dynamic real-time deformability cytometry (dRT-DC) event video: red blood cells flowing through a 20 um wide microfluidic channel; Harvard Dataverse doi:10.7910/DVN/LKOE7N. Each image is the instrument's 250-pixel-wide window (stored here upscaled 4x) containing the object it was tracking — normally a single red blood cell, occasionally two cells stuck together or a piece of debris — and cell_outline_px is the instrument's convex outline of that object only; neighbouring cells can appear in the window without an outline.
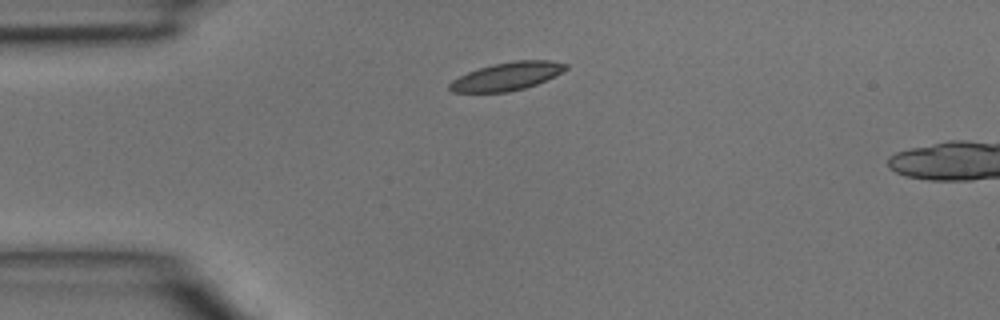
{"species": "common noctule bat (a hibernating species)", "species_latin": "Nyctalus noctula", "temperature_condition": "room temperature", "stored_images_in_passage": 2, "camera_frame_rate_fps": 3000, "um_per_image_px": 0.085, "animal": {"sex": "male", "body_mass_g": 15.6}, "frame": {"image": 1, "passage_image": 1, "time_ms": 0.0, "image_size_px": [1000, 320], "cell_outline_px": [[568, 68], [536, 84], [524, 88], [508, 92], [452, 92], [448, 88], [448, 84], [452, 80], [468, 72], [492, 64], [516, 60], [548, 60], [568, 64]], "centroid_in_image_um": [43.05, 6.48], "position_along_channel_um": 41.9, "area_um2": 18.73}}